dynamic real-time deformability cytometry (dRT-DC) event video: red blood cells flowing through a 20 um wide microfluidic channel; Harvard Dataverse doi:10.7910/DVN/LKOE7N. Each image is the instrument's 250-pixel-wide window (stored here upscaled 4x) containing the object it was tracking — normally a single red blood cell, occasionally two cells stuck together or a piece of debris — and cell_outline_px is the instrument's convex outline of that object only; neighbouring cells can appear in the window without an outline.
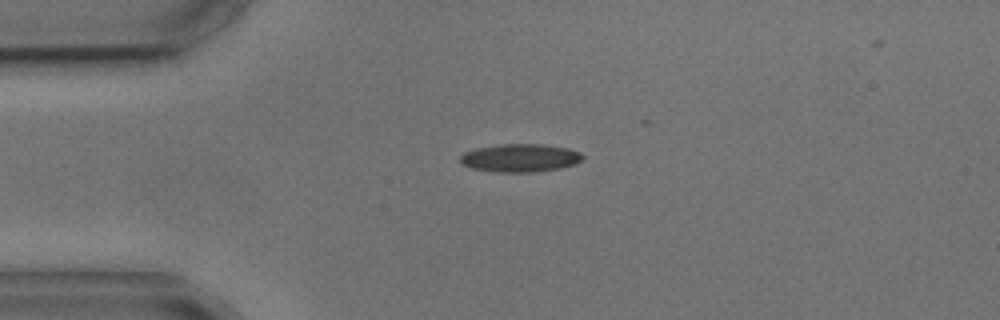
{"species": "common noctule bat (a hibernating species)", "species_latin": "Nyctalus noctula", "temperature_condition": "cold", "stored_images_in_passage": 2, "camera_frame_rate_fps": 3000, "um_per_image_px": 0.085, "animal": {"sex": "male", "body_mass_g": 17.9, "forearm_length_mm": 54.2}, "frame": {"image": 1, "passage_image": 2, "time_ms": 1.333, "image_size_px": [1000, 320], "cell_outline_px": [[584, 156], [576, 164], [560, 168], [532, 172], [496, 172], [472, 168], [460, 164], [460, 156], [464, 152], [476, 148], [500, 144], [544, 144], [568, 148], [580, 152]], "centroid_in_image_um": [44.2, 13.42], "position_along_channel_um": 40.8, "area_um2": 20.11}}